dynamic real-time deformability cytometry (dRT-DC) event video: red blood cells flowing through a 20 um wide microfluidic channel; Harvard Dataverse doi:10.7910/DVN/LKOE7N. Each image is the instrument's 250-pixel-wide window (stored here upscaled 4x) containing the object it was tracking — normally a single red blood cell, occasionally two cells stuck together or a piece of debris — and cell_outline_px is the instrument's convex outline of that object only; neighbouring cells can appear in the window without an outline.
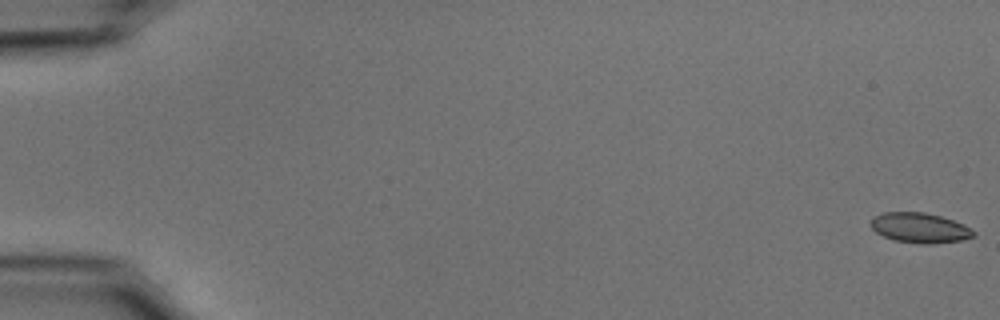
{"species": "common noctule bat (a hibernating species)", "species_latin": "Nyctalus noctula", "temperature_condition": "cold", "stored_images_in_passage": 57, "segment_of_instrument_passage": [1, 2], "camera_frame_rate_fps": 3000, "um_per_image_px": 0.085, "animal": {"sex": "male", "body_mass_g": 15.6}, "frame": {"image": 1, "passage_image": 1, "time_ms": 0.0, "image_size_px": [1000, 320], "cell_outline_px": [[976, 236], [960, 240], [928, 244], [920, 244], [892, 240], [876, 232], [868, 224], [872, 216], [884, 212], [924, 212], [940, 216], [964, 224], [972, 228], [976, 232]], "centroid_in_image_um": [78.16, 19.36], "position_along_channel_um": 6.8, "area_um2": 18.21}}
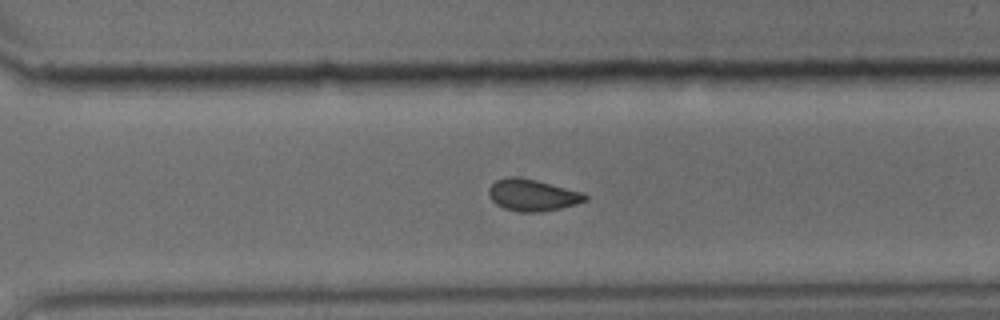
{"frame": {"image": 2, "passage_image": 40, "time_ms": 13.0, "image_size_px": [1000, 320], "cell_outline_px": [[588, 200], [576, 204], [560, 208], [540, 212], [516, 212], [504, 208], [496, 204], [488, 196], [488, 188], [496, 180], [508, 176], [516, 176], [536, 180], [584, 192], [588, 196]], "centroid_in_image_um": [45.25, 16.58], "position_along_channel_um": 325.3, "area_um2": 18.03}}
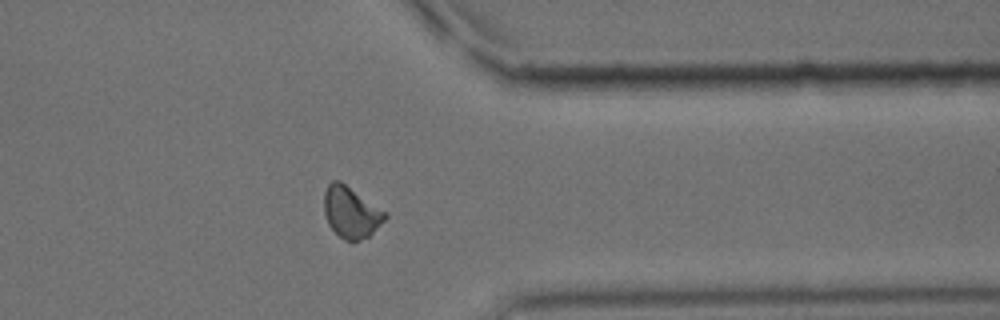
{"frame": {"image": 3, "passage_image": 45, "time_ms": 14.667, "image_size_px": [1000, 320], "cell_outline_px": [[388, 216], [368, 236], [352, 244], [344, 240], [328, 224], [324, 212], [324, 192], [328, 184], [332, 180], [340, 180], [388, 212]], "centroid_in_image_um": [29.84, 18.03], "position_along_channel_um": 381.6, "area_um2": 18.44}}